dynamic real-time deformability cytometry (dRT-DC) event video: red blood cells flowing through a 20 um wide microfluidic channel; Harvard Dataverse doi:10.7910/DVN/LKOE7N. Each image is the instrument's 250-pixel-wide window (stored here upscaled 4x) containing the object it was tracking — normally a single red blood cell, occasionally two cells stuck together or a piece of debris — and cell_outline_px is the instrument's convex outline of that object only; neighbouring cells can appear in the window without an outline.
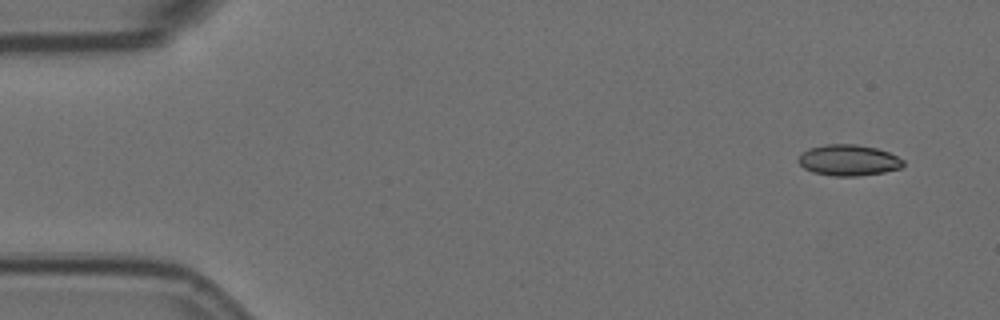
{"species": "Egyptian fruit bat (a non-hibernating species)", "species_latin": "Rousettus aegyptiacus", "temperature_condition": "room temperature", "stored_images_in_passage": 4, "camera_frame_rate_fps": 3000, "um_per_image_px": 0.085, "animal": {"sex": "female"}, "frame": {"image": 1, "passage_image": 1, "time_ms": 0.0, "image_size_px": [1000, 320], "cell_outline_px": [[904, 164], [900, 168], [884, 172], [856, 176], [832, 176], [812, 172], [804, 168], [796, 160], [800, 152], [808, 148], [824, 144], [856, 144], [876, 148], [888, 152], [904, 160]], "centroid_in_image_um": [72.07, 13.61], "position_along_channel_um": 12.9, "area_um2": 19.13}}
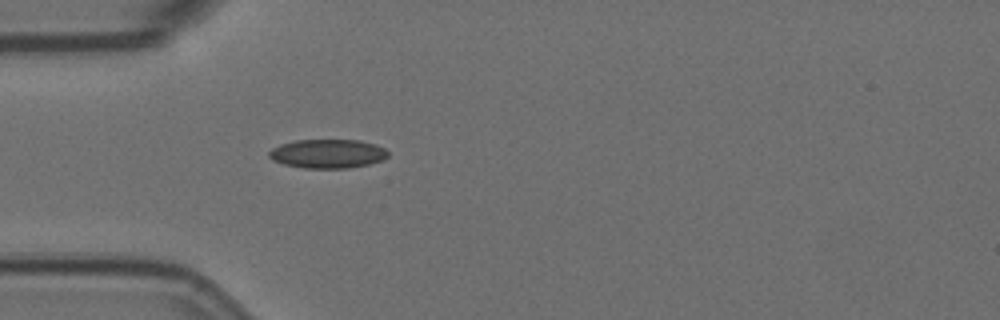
{"frame": {"image": 2, "passage_image": 4, "time_ms": 1.0, "image_size_px": [1000, 320], "cell_outline_px": [[388, 156], [384, 160], [368, 164], [348, 168], [304, 168], [284, 164], [272, 160], [268, 156], [268, 152], [272, 148], [280, 144], [296, 140], [360, 140], [376, 144], [384, 148], [388, 152]], "centroid_in_image_um": [27.85, 13.06], "position_along_channel_um": 57.1, "area_um2": 20.17}}